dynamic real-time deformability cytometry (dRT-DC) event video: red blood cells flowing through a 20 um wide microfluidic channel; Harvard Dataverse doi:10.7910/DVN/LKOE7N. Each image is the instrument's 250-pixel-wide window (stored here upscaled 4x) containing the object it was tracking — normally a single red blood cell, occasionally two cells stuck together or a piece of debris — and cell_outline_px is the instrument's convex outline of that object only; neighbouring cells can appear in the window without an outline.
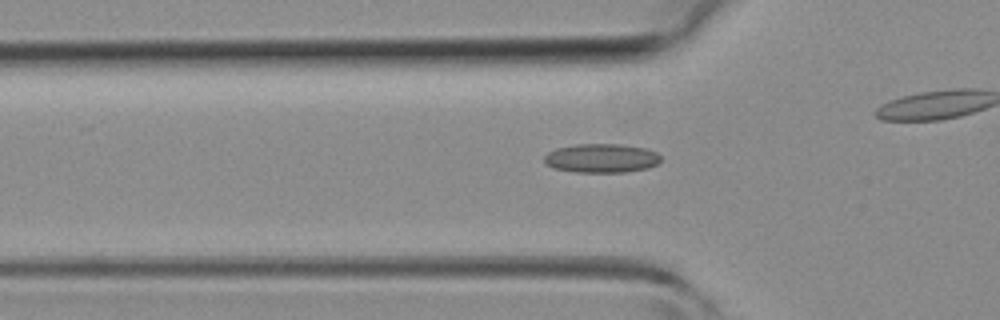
{"species": "common noctule bat (a hibernating species)", "species_latin": "Nyctalus noctula", "temperature_condition": "room temperature", "stored_images_in_passage": 37, "camera_frame_rate_fps": 3000, "um_per_image_px": 0.085, "animal": {"sex": "female", "body_mass_g": 19.3, "forearm_length_mm": 54.1}, "frame": {"image": 1, "passage_image": 15, "time_ms": 4.667, "image_size_px": [1000, 320], "cell_outline_px": [[660, 160], [656, 164], [648, 168], [624, 172], [576, 172], [552, 168], [544, 164], [544, 156], [548, 152], [556, 148], [576, 144], [620, 144], [644, 148], [656, 152], [660, 156]], "centroid_in_image_um": [51.08, 13.45], "position_along_channel_um": 74.7, "area_um2": 19.71}}
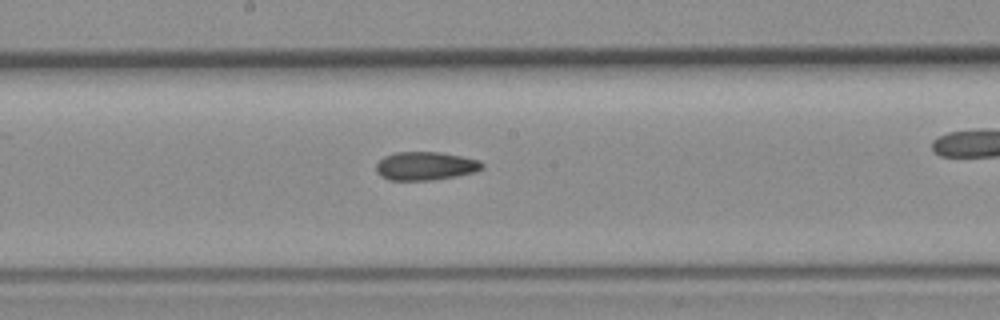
{"frame": {"image": 2, "passage_image": 24, "time_ms": 7.667, "image_size_px": [1000, 320], "cell_outline_px": [[484, 168], [476, 172], [456, 176], [432, 180], [388, 180], [380, 176], [376, 172], [376, 164], [384, 156], [396, 152], [440, 152], [480, 160], [484, 164]], "centroid_in_image_um": [36.17, 14.11], "position_along_channel_um": 212.0, "area_um2": 17.69}}
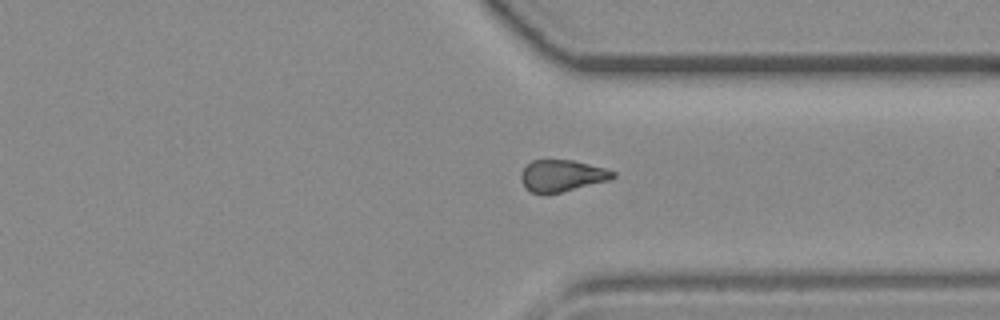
{"frame": {"image": 3, "passage_image": 34, "time_ms": 11.0, "image_size_px": [1000, 320], "cell_outline_px": [[616, 176], [608, 180], [544, 196], [532, 192], [524, 188], [520, 180], [520, 172], [532, 160], [572, 160], [604, 168], [616, 172]], "centroid_in_image_um": [47.7, 14.95], "position_along_channel_um": 363.7, "area_um2": 17.05}}